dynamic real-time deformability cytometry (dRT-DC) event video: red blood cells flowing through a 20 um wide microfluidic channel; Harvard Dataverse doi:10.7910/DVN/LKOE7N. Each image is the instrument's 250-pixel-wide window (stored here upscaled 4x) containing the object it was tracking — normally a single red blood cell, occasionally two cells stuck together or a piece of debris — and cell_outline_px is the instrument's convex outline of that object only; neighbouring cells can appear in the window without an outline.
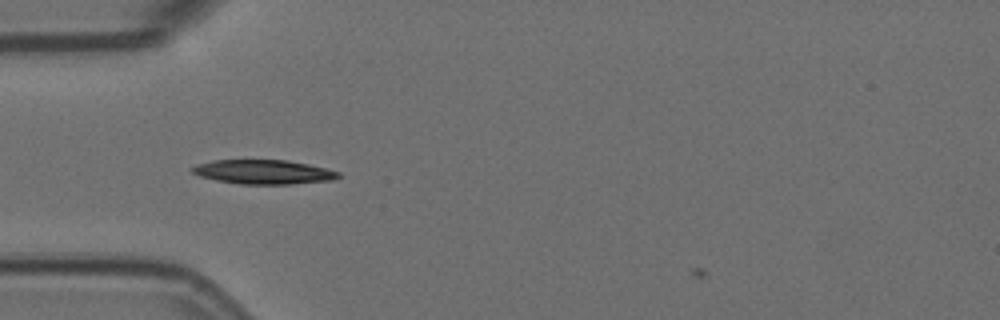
{"species": "Egyptian fruit bat (a non-hibernating species)", "species_latin": "Rousettus aegyptiacus", "temperature_condition": "room temperature", "stored_images_in_passage": 18, "camera_frame_rate_fps": 3000, "um_per_image_px": 0.085, "animal": {"sex": "female"}, "frame": {"image": 1, "passage_image": 4, "time_ms": 1.0, "image_size_px": [1000, 320], "cell_outline_px": [[340, 176], [332, 180], [292, 184], [240, 184], [216, 180], [200, 176], [192, 172], [188, 168], [196, 164], [212, 160], [288, 160], [308, 164], [340, 172]], "centroid_in_image_um": [22.35, 14.61], "position_along_channel_um": 62.6, "area_um2": 20.69}}
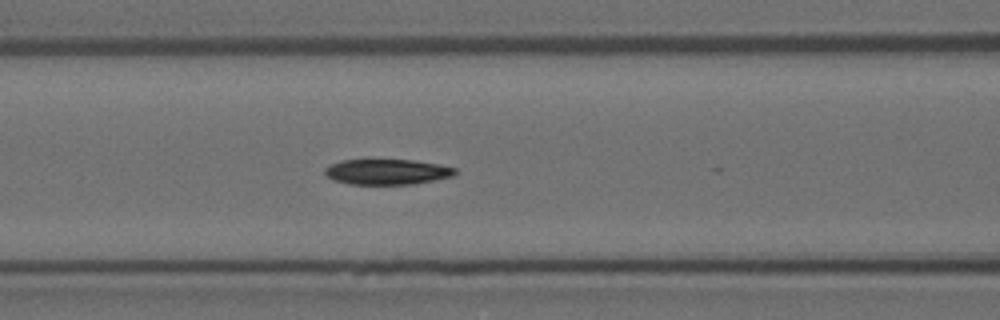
{"frame": {"image": 2, "passage_image": 10, "time_ms": 3.0, "image_size_px": [1000, 320], "cell_outline_px": [[456, 176], [412, 184], [348, 184], [332, 180], [324, 172], [324, 168], [340, 160], [412, 160], [440, 164], [456, 168]], "centroid_in_image_um": [32.92, 14.61], "position_along_channel_um": 133.7, "area_um2": 19.36}}
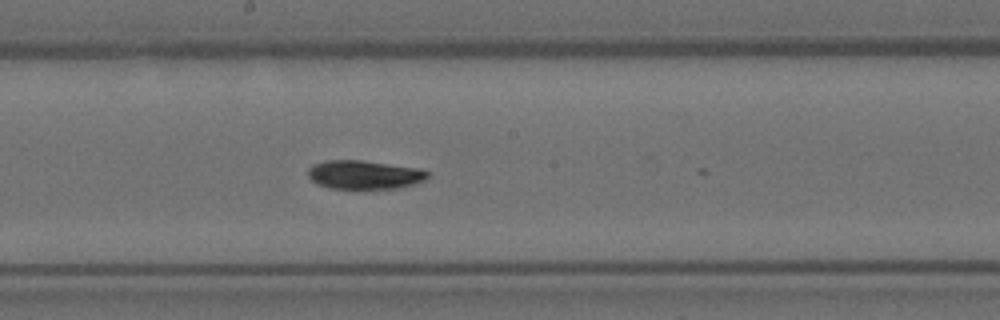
{"frame": {"image": 3, "passage_image": 17, "time_ms": 5.333, "image_size_px": [1000, 320], "cell_outline_px": [[428, 176], [424, 180], [400, 188], [328, 188], [316, 184], [308, 176], [308, 168], [312, 164], [328, 160], [360, 160], [420, 168], [428, 172]], "centroid_in_image_um": [30.93, 14.84], "position_along_channel_um": 217.3, "area_um2": 19.94}}